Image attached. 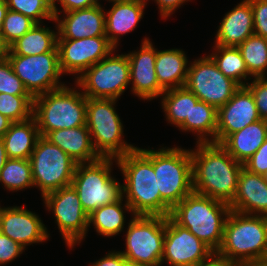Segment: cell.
I'll return each instance as SVG.
<instances>
[{
  "mask_svg": "<svg viewBox=\"0 0 267 266\" xmlns=\"http://www.w3.org/2000/svg\"><path fill=\"white\" fill-rule=\"evenodd\" d=\"M191 150L193 190L230 205L243 164L218 143H197Z\"/></svg>",
  "mask_w": 267,
  "mask_h": 266,
  "instance_id": "1",
  "label": "cell"
},
{
  "mask_svg": "<svg viewBox=\"0 0 267 266\" xmlns=\"http://www.w3.org/2000/svg\"><path fill=\"white\" fill-rule=\"evenodd\" d=\"M125 178L123 194L132 215L170 216L171 208L162 200L153 167V149L139 147L116 158Z\"/></svg>",
  "mask_w": 267,
  "mask_h": 266,
  "instance_id": "2",
  "label": "cell"
},
{
  "mask_svg": "<svg viewBox=\"0 0 267 266\" xmlns=\"http://www.w3.org/2000/svg\"><path fill=\"white\" fill-rule=\"evenodd\" d=\"M216 254L234 266L267 262V216L231 210Z\"/></svg>",
  "mask_w": 267,
  "mask_h": 266,
  "instance_id": "3",
  "label": "cell"
},
{
  "mask_svg": "<svg viewBox=\"0 0 267 266\" xmlns=\"http://www.w3.org/2000/svg\"><path fill=\"white\" fill-rule=\"evenodd\" d=\"M230 211V205L193 191L172 208L170 217L216 253Z\"/></svg>",
  "mask_w": 267,
  "mask_h": 266,
  "instance_id": "4",
  "label": "cell"
},
{
  "mask_svg": "<svg viewBox=\"0 0 267 266\" xmlns=\"http://www.w3.org/2000/svg\"><path fill=\"white\" fill-rule=\"evenodd\" d=\"M87 97L63 86L34 97L33 117L40 136L49 132L86 125Z\"/></svg>",
  "mask_w": 267,
  "mask_h": 266,
  "instance_id": "5",
  "label": "cell"
},
{
  "mask_svg": "<svg viewBox=\"0 0 267 266\" xmlns=\"http://www.w3.org/2000/svg\"><path fill=\"white\" fill-rule=\"evenodd\" d=\"M112 160L115 161L116 158L101 157L93 162L76 165L71 185L88 215L97 208L120 201L125 196L123 185L111 176Z\"/></svg>",
  "mask_w": 267,
  "mask_h": 266,
  "instance_id": "6",
  "label": "cell"
},
{
  "mask_svg": "<svg viewBox=\"0 0 267 266\" xmlns=\"http://www.w3.org/2000/svg\"><path fill=\"white\" fill-rule=\"evenodd\" d=\"M116 101L87 97L86 126L101 157L117 158L136 148L122 140L123 125L114 108Z\"/></svg>",
  "mask_w": 267,
  "mask_h": 266,
  "instance_id": "7",
  "label": "cell"
},
{
  "mask_svg": "<svg viewBox=\"0 0 267 266\" xmlns=\"http://www.w3.org/2000/svg\"><path fill=\"white\" fill-rule=\"evenodd\" d=\"M153 167L161 198L171 209L194 191L191 150H153Z\"/></svg>",
  "mask_w": 267,
  "mask_h": 266,
  "instance_id": "8",
  "label": "cell"
},
{
  "mask_svg": "<svg viewBox=\"0 0 267 266\" xmlns=\"http://www.w3.org/2000/svg\"><path fill=\"white\" fill-rule=\"evenodd\" d=\"M29 160L34 186L42 197L71 185L77 163L45 137L38 138Z\"/></svg>",
  "mask_w": 267,
  "mask_h": 266,
  "instance_id": "9",
  "label": "cell"
},
{
  "mask_svg": "<svg viewBox=\"0 0 267 266\" xmlns=\"http://www.w3.org/2000/svg\"><path fill=\"white\" fill-rule=\"evenodd\" d=\"M128 224L126 249L120 253L130 263L160 266L165 237V216L134 215Z\"/></svg>",
  "mask_w": 267,
  "mask_h": 266,
  "instance_id": "10",
  "label": "cell"
},
{
  "mask_svg": "<svg viewBox=\"0 0 267 266\" xmlns=\"http://www.w3.org/2000/svg\"><path fill=\"white\" fill-rule=\"evenodd\" d=\"M109 54L76 79V84L89 98L118 99L130 84L127 54ZM111 55V56H110Z\"/></svg>",
  "mask_w": 267,
  "mask_h": 266,
  "instance_id": "11",
  "label": "cell"
},
{
  "mask_svg": "<svg viewBox=\"0 0 267 266\" xmlns=\"http://www.w3.org/2000/svg\"><path fill=\"white\" fill-rule=\"evenodd\" d=\"M185 87L193 92L199 101H204L218 110L233 97L240 85L225 76L208 55L191 63Z\"/></svg>",
  "mask_w": 267,
  "mask_h": 266,
  "instance_id": "12",
  "label": "cell"
},
{
  "mask_svg": "<svg viewBox=\"0 0 267 266\" xmlns=\"http://www.w3.org/2000/svg\"><path fill=\"white\" fill-rule=\"evenodd\" d=\"M6 58L13 72L33 97L65 86L59 82L62 75L59 67V52L31 56L6 55Z\"/></svg>",
  "mask_w": 267,
  "mask_h": 266,
  "instance_id": "13",
  "label": "cell"
},
{
  "mask_svg": "<svg viewBox=\"0 0 267 266\" xmlns=\"http://www.w3.org/2000/svg\"><path fill=\"white\" fill-rule=\"evenodd\" d=\"M49 211L69 248L80 243L88 231V214L83 210L78 194L72 185L62 187L43 196Z\"/></svg>",
  "mask_w": 267,
  "mask_h": 266,
  "instance_id": "14",
  "label": "cell"
},
{
  "mask_svg": "<svg viewBox=\"0 0 267 266\" xmlns=\"http://www.w3.org/2000/svg\"><path fill=\"white\" fill-rule=\"evenodd\" d=\"M215 252L187 228L178 225L170 216L165 217L164 260L171 266H194L208 260Z\"/></svg>",
  "mask_w": 267,
  "mask_h": 266,
  "instance_id": "15",
  "label": "cell"
},
{
  "mask_svg": "<svg viewBox=\"0 0 267 266\" xmlns=\"http://www.w3.org/2000/svg\"><path fill=\"white\" fill-rule=\"evenodd\" d=\"M59 67L62 72L78 74L107 57L116 48L107 36L87 37L82 39H57Z\"/></svg>",
  "mask_w": 267,
  "mask_h": 266,
  "instance_id": "16",
  "label": "cell"
},
{
  "mask_svg": "<svg viewBox=\"0 0 267 266\" xmlns=\"http://www.w3.org/2000/svg\"><path fill=\"white\" fill-rule=\"evenodd\" d=\"M260 119L253 94L246 86H240L218 109L216 143L221 144L229 135Z\"/></svg>",
  "mask_w": 267,
  "mask_h": 266,
  "instance_id": "17",
  "label": "cell"
},
{
  "mask_svg": "<svg viewBox=\"0 0 267 266\" xmlns=\"http://www.w3.org/2000/svg\"><path fill=\"white\" fill-rule=\"evenodd\" d=\"M130 65L132 92L143 100L157 98L165 91L158 83L155 72L156 48L145 38L139 51L127 54Z\"/></svg>",
  "mask_w": 267,
  "mask_h": 266,
  "instance_id": "18",
  "label": "cell"
},
{
  "mask_svg": "<svg viewBox=\"0 0 267 266\" xmlns=\"http://www.w3.org/2000/svg\"><path fill=\"white\" fill-rule=\"evenodd\" d=\"M36 213L23 207H5L0 210V232L22 247L48 240L49 233Z\"/></svg>",
  "mask_w": 267,
  "mask_h": 266,
  "instance_id": "19",
  "label": "cell"
},
{
  "mask_svg": "<svg viewBox=\"0 0 267 266\" xmlns=\"http://www.w3.org/2000/svg\"><path fill=\"white\" fill-rule=\"evenodd\" d=\"M64 19L55 17L57 39H82L106 36L105 12L100 3L86 9L64 12Z\"/></svg>",
  "mask_w": 267,
  "mask_h": 266,
  "instance_id": "20",
  "label": "cell"
},
{
  "mask_svg": "<svg viewBox=\"0 0 267 266\" xmlns=\"http://www.w3.org/2000/svg\"><path fill=\"white\" fill-rule=\"evenodd\" d=\"M230 209L243 214L267 216V182L262 175L242 168Z\"/></svg>",
  "mask_w": 267,
  "mask_h": 266,
  "instance_id": "21",
  "label": "cell"
},
{
  "mask_svg": "<svg viewBox=\"0 0 267 266\" xmlns=\"http://www.w3.org/2000/svg\"><path fill=\"white\" fill-rule=\"evenodd\" d=\"M253 34L250 0H243L223 17L216 34L215 45L237 47Z\"/></svg>",
  "mask_w": 267,
  "mask_h": 266,
  "instance_id": "22",
  "label": "cell"
},
{
  "mask_svg": "<svg viewBox=\"0 0 267 266\" xmlns=\"http://www.w3.org/2000/svg\"><path fill=\"white\" fill-rule=\"evenodd\" d=\"M45 138L61 148L77 164L89 163L101 158L93 146L92 138L86 125L53 130Z\"/></svg>",
  "mask_w": 267,
  "mask_h": 266,
  "instance_id": "23",
  "label": "cell"
},
{
  "mask_svg": "<svg viewBox=\"0 0 267 266\" xmlns=\"http://www.w3.org/2000/svg\"><path fill=\"white\" fill-rule=\"evenodd\" d=\"M110 2H113V6L105 13V31L109 42L117 48L119 35L127 34L136 28L147 3Z\"/></svg>",
  "mask_w": 267,
  "mask_h": 266,
  "instance_id": "24",
  "label": "cell"
},
{
  "mask_svg": "<svg viewBox=\"0 0 267 266\" xmlns=\"http://www.w3.org/2000/svg\"><path fill=\"white\" fill-rule=\"evenodd\" d=\"M267 138V120L260 119L229 135L221 145L238 162H246Z\"/></svg>",
  "mask_w": 267,
  "mask_h": 266,
  "instance_id": "25",
  "label": "cell"
},
{
  "mask_svg": "<svg viewBox=\"0 0 267 266\" xmlns=\"http://www.w3.org/2000/svg\"><path fill=\"white\" fill-rule=\"evenodd\" d=\"M187 64V56L180 49H156L155 72L159 85L164 90L184 87L189 68Z\"/></svg>",
  "mask_w": 267,
  "mask_h": 266,
  "instance_id": "26",
  "label": "cell"
},
{
  "mask_svg": "<svg viewBox=\"0 0 267 266\" xmlns=\"http://www.w3.org/2000/svg\"><path fill=\"white\" fill-rule=\"evenodd\" d=\"M40 137L35 118L13 122L2 136L8 158L29 159Z\"/></svg>",
  "mask_w": 267,
  "mask_h": 266,
  "instance_id": "27",
  "label": "cell"
},
{
  "mask_svg": "<svg viewBox=\"0 0 267 266\" xmlns=\"http://www.w3.org/2000/svg\"><path fill=\"white\" fill-rule=\"evenodd\" d=\"M58 32L36 23L21 38L13 42L7 55L31 56L48 52H59L57 48Z\"/></svg>",
  "mask_w": 267,
  "mask_h": 266,
  "instance_id": "28",
  "label": "cell"
},
{
  "mask_svg": "<svg viewBox=\"0 0 267 266\" xmlns=\"http://www.w3.org/2000/svg\"><path fill=\"white\" fill-rule=\"evenodd\" d=\"M217 114L218 110L210 104L192 101L190 120H184L178 127L183 131L198 133L197 143H216Z\"/></svg>",
  "mask_w": 267,
  "mask_h": 266,
  "instance_id": "29",
  "label": "cell"
},
{
  "mask_svg": "<svg viewBox=\"0 0 267 266\" xmlns=\"http://www.w3.org/2000/svg\"><path fill=\"white\" fill-rule=\"evenodd\" d=\"M123 198L111 204L104 205L94 210L88 215L89 227L94 224V228L99 235L111 237L119 234L124 228L125 216L123 207L125 210L132 212L131 207L125 201L122 204ZM123 205V206H122Z\"/></svg>",
  "mask_w": 267,
  "mask_h": 266,
  "instance_id": "30",
  "label": "cell"
},
{
  "mask_svg": "<svg viewBox=\"0 0 267 266\" xmlns=\"http://www.w3.org/2000/svg\"><path fill=\"white\" fill-rule=\"evenodd\" d=\"M162 96V109H164L166 119L176 127L184 120H190L192 101H199L197 96L185 86L165 90Z\"/></svg>",
  "mask_w": 267,
  "mask_h": 266,
  "instance_id": "31",
  "label": "cell"
},
{
  "mask_svg": "<svg viewBox=\"0 0 267 266\" xmlns=\"http://www.w3.org/2000/svg\"><path fill=\"white\" fill-rule=\"evenodd\" d=\"M215 53L209 56L216 63L218 69L227 77L233 79L240 86H246L243 80L252 76L246 67L245 61L238 49L234 46L215 45Z\"/></svg>",
  "mask_w": 267,
  "mask_h": 266,
  "instance_id": "32",
  "label": "cell"
},
{
  "mask_svg": "<svg viewBox=\"0 0 267 266\" xmlns=\"http://www.w3.org/2000/svg\"><path fill=\"white\" fill-rule=\"evenodd\" d=\"M237 47L252 77H266L267 38L253 34Z\"/></svg>",
  "mask_w": 267,
  "mask_h": 266,
  "instance_id": "33",
  "label": "cell"
},
{
  "mask_svg": "<svg viewBox=\"0 0 267 266\" xmlns=\"http://www.w3.org/2000/svg\"><path fill=\"white\" fill-rule=\"evenodd\" d=\"M0 182L9 191L33 187L31 163L29 159L8 158L0 171Z\"/></svg>",
  "mask_w": 267,
  "mask_h": 266,
  "instance_id": "34",
  "label": "cell"
},
{
  "mask_svg": "<svg viewBox=\"0 0 267 266\" xmlns=\"http://www.w3.org/2000/svg\"><path fill=\"white\" fill-rule=\"evenodd\" d=\"M32 95H11L0 93V113L13 122L28 120L33 116Z\"/></svg>",
  "mask_w": 267,
  "mask_h": 266,
  "instance_id": "35",
  "label": "cell"
},
{
  "mask_svg": "<svg viewBox=\"0 0 267 266\" xmlns=\"http://www.w3.org/2000/svg\"><path fill=\"white\" fill-rule=\"evenodd\" d=\"M8 9L19 12L36 23L42 24V19L55 21L52 0H6Z\"/></svg>",
  "mask_w": 267,
  "mask_h": 266,
  "instance_id": "36",
  "label": "cell"
},
{
  "mask_svg": "<svg viewBox=\"0 0 267 266\" xmlns=\"http://www.w3.org/2000/svg\"><path fill=\"white\" fill-rule=\"evenodd\" d=\"M36 22L31 18L8 9L2 24L1 38L3 43L9 47L18 38L29 31Z\"/></svg>",
  "mask_w": 267,
  "mask_h": 266,
  "instance_id": "37",
  "label": "cell"
},
{
  "mask_svg": "<svg viewBox=\"0 0 267 266\" xmlns=\"http://www.w3.org/2000/svg\"><path fill=\"white\" fill-rule=\"evenodd\" d=\"M0 93L31 95L20 78L13 72L7 58L0 60Z\"/></svg>",
  "mask_w": 267,
  "mask_h": 266,
  "instance_id": "38",
  "label": "cell"
},
{
  "mask_svg": "<svg viewBox=\"0 0 267 266\" xmlns=\"http://www.w3.org/2000/svg\"><path fill=\"white\" fill-rule=\"evenodd\" d=\"M246 87L253 94L259 116L267 120V77L254 78L253 82L246 83Z\"/></svg>",
  "mask_w": 267,
  "mask_h": 266,
  "instance_id": "39",
  "label": "cell"
},
{
  "mask_svg": "<svg viewBox=\"0 0 267 266\" xmlns=\"http://www.w3.org/2000/svg\"><path fill=\"white\" fill-rule=\"evenodd\" d=\"M254 34L267 38V0H250Z\"/></svg>",
  "mask_w": 267,
  "mask_h": 266,
  "instance_id": "40",
  "label": "cell"
},
{
  "mask_svg": "<svg viewBox=\"0 0 267 266\" xmlns=\"http://www.w3.org/2000/svg\"><path fill=\"white\" fill-rule=\"evenodd\" d=\"M247 171L263 175L267 171V138L258 150L243 163Z\"/></svg>",
  "mask_w": 267,
  "mask_h": 266,
  "instance_id": "41",
  "label": "cell"
},
{
  "mask_svg": "<svg viewBox=\"0 0 267 266\" xmlns=\"http://www.w3.org/2000/svg\"><path fill=\"white\" fill-rule=\"evenodd\" d=\"M24 247L0 232V265L12 262L23 253Z\"/></svg>",
  "mask_w": 267,
  "mask_h": 266,
  "instance_id": "42",
  "label": "cell"
},
{
  "mask_svg": "<svg viewBox=\"0 0 267 266\" xmlns=\"http://www.w3.org/2000/svg\"><path fill=\"white\" fill-rule=\"evenodd\" d=\"M56 1L61 4L63 11H58ZM99 4L98 0H52V8L55 17H59L62 12H69L78 9H86ZM60 12V13H59Z\"/></svg>",
  "mask_w": 267,
  "mask_h": 266,
  "instance_id": "43",
  "label": "cell"
},
{
  "mask_svg": "<svg viewBox=\"0 0 267 266\" xmlns=\"http://www.w3.org/2000/svg\"><path fill=\"white\" fill-rule=\"evenodd\" d=\"M128 261L120 251H112L105 257L92 263L91 266H124Z\"/></svg>",
  "mask_w": 267,
  "mask_h": 266,
  "instance_id": "44",
  "label": "cell"
},
{
  "mask_svg": "<svg viewBox=\"0 0 267 266\" xmlns=\"http://www.w3.org/2000/svg\"><path fill=\"white\" fill-rule=\"evenodd\" d=\"M159 5L160 15L165 18L173 14L175 9L181 7L185 1L189 0H154Z\"/></svg>",
  "mask_w": 267,
  "mask_h": 266,
  "instance_id": "45",
  "label": "cell"
},
{
  "mask_svg": "<svg viewBox=\"0 0 267 266\" xmlns=\"http://www.w3.org/2000/svg\"><path fill=\"white\" fill-rule=\"evenodd\" d=\"M194 266H234L230 262L226 261L223 257L214 253L208 260L200 262Z\"/></svg>",
  "mask_w": 267,
  "mask_h": 266,
  "instance_id": "46",
  "label": "cell"
},
{
  "mask_svg": "<svg viewBox=\"0 0 267 266\" xmlns=\"http://www.w3.org/2000/svg\"><path fill=\"white\" fill-rule=\"evenodd\" d=\"M12 123V120L0 113V137L8 131Z\"/></svg>",
  "mask_w": 267,
  "mask_h": 266,
  "instance_id": "47",
  "label": "cell"
},
{
  "mask_svg": "<svg viewBox=\"0 0 267 266\" xmlns=\"http://www.w3.org/2000/svg\"><path fill=\"white\" fill-rule=\"evenodd\" d=\"M7 159L8 157L6 154L5 144H4L3 138L0 137V171L4 167Z\"/></svg>",
  "mask_w": 267,
  "mask_h": 266,
  "instance_id": "48",
  "label": "cell"
},
{
  "mask_svg": "<svg viewBox=\"0 0 267 266\" xmlns=\"http://www.w3.org/2000/svg\"><path fill=\"white\" fill-rule=\"evenodd\" d=\"M7 11H8V5H7L6 0H0V35L2 32V24H3Z\"/></svg>",
  "mask_w": 267,
  "mask_h": 266,
  "instance_id": "49",
  "label": "cell"
},
{
  "mask_svg": "<svg viewBox=\"0 0 267 266\" xmlns=\"http://www.w3.org/2000/svg\"><path fill=\"white\" fill-rule=\"evenodd\" d=\"M8 47L3 43L0 35V60L6 58Z\"/></svg>",
  "mask_w": 267,
  "mask_h": 266,
  "instance_id": "50",
  "label": "cell"
},
{
  "mask_svg": "<svg viewBox=\"0 0 267 266\" xmlns=\"http://www.w3.org/2000/svg\"><path fill=\"white\" fill-rule=\"evenodd\" d=\"M237 266H267V262H256V263L242 264Z\"/></svg>",
  "mask_w": 267,
  "mask_h": 266,
  "instance_id": "51",
  "label": "cell"
},
{
  "mask_svg": "<svg viewBox=\"0 0 267 266\" xmlns=\"http://www.w3.org/2000/svg\"><path fill=\"white\" fill-rule=\"evenodd\" d=\"M108 1H114V2H142V3H147L145 1H148V0H108Z\"/></svg>",
  "mask_w": 267,
  "mask_h": 266,
  "instance_id": "52",
  "label": "cell"
},
{
  "mask_svg": "<svg viewBox=\"0 0 267 266\" xmlns=\"http://www.w3.org/2000/svg\"><path fill=\"white\" fill-rule=\"evenodd\" d=\"M124 266H143V265L127 262Z\"/></svg>",
  "mask_w": 267,
  "mask_h": 266,
  "instance_id": "53",
  "label": "cell"
},
{
  "mask_svg": "<svg viewBox=\"0 0 267 266\" xmlns=\"http://www.w3.org/2000/svg\"><path fill=\"white\" fill-rule=\"evenodd\" d=\"M264 180L267 182V171L262 175Z\"/></svg>",
  "mask_w": 267,
  "mask_h": 266,
  "instance_id": "54",
  "label": "cell"
}]
</instances>
